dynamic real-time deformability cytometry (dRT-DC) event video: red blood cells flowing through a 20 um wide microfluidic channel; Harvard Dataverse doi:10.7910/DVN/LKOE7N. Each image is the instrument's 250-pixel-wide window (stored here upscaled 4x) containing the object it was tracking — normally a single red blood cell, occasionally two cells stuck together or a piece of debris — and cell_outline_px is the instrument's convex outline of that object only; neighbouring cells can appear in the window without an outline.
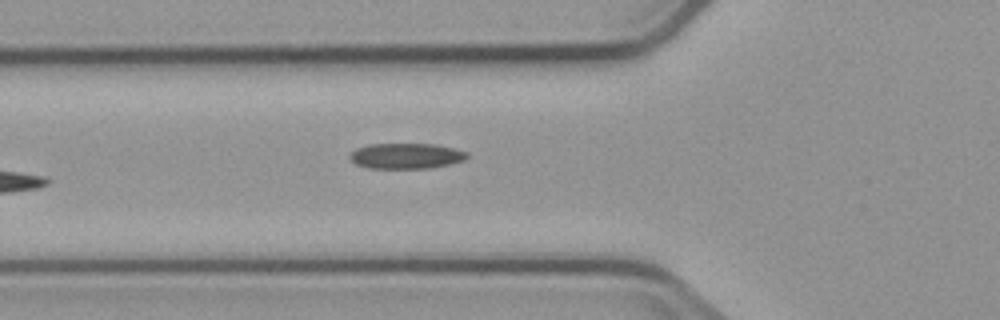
{"species": "common noctule bat (a hibernating species)", "species_latin": "Nyctalus noctula", "temperature_condition": "cold", "stored_images_in_passage": 5, "camera_frame_rate_fps": 3000, "um_per_image_px": 0.085, "animal": {"sex": "male", "body_mass_g": 23.1, "forearm_length_mm": 52.7}, "frame": {"image": 1, "passage_image": 5, "time_ms": 5.667, "image_size_px": [1000, 320], "cell_outline_px": [[468, 156], [464, 160], [448, 164], [428, 168], [368, 168], [356, 164], [348, 156], [356, 148], [368, 144], [432, 144], [456, 148], [468, 152]], "centroid_in_image_um": [34.52, 13.25], "position_along_channel_um": 91.3, "area_um2": 17.4}}